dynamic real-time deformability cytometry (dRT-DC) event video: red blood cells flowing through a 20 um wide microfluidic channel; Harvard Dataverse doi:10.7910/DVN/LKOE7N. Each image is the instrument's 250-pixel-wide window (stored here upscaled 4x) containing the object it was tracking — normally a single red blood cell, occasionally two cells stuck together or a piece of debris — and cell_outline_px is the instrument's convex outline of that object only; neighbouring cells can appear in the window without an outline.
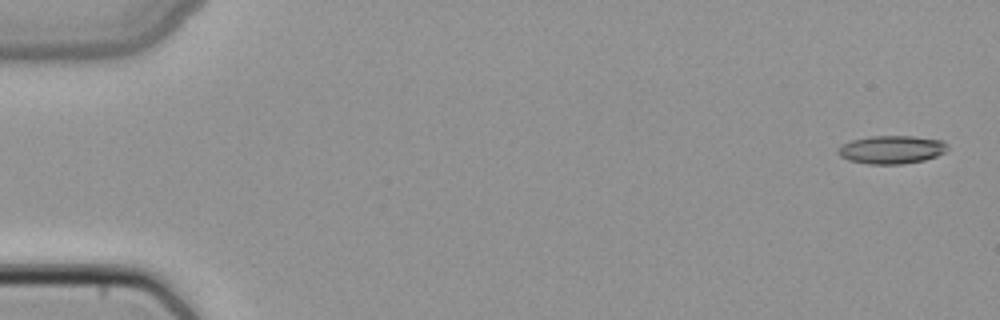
{"species": "common noctule bat (a hibernating species)", "species_latin": "Nyctalus noctula", "temperature_condition": "cold", "stored_images_in_passage": 6, "camera_frame_rate_fps": 3000, "um_per_image_px": 0.085, "animal": {"sex": "female", "body_mass_g": 22.7, "forearm_length_mm": 54.2}, "frame": {"image": 1, "passage_image": 1, "time_ms": 0.0, "image_size_px": [1000, 320], "cell_outline_px": [[948, 148], [944, 152], [936, 156], [924, 160], [904, 164], [868, 164], [848, 160], [840, 156], [836, 152], [836, 148], [852, 140], [868, 136], [912, 136], [944, 140], [948, 144]], "centroid_in_image_um": [75.78, 12.71], "position_along_channel_um": 9.2, "area_um2": 18.15}}
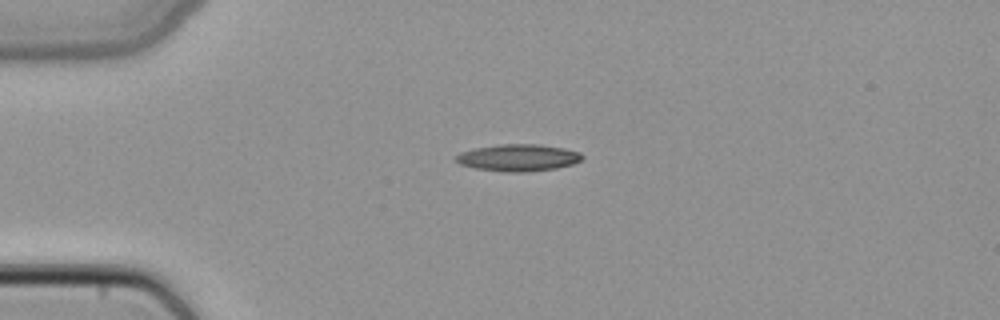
{"frame": {"image": 2, "passage_image": 4, "time_ms": 1.0, "image_size_px": [1000, 320], "cell_outline_px": [[584, 156], [580, 160], [572, 164], [556, 168], [528, 172], [504, 172], [476, 168], [460, 164], [456, 160], [456, 156], [460, 152], [476, 148], [500, 144], [540, 144], [564, 148], [580, 152]], "centroid_in_image_um": [44.07, 13.4], "position_along_channel_um": 40.9, "area_um2": 19.77}}
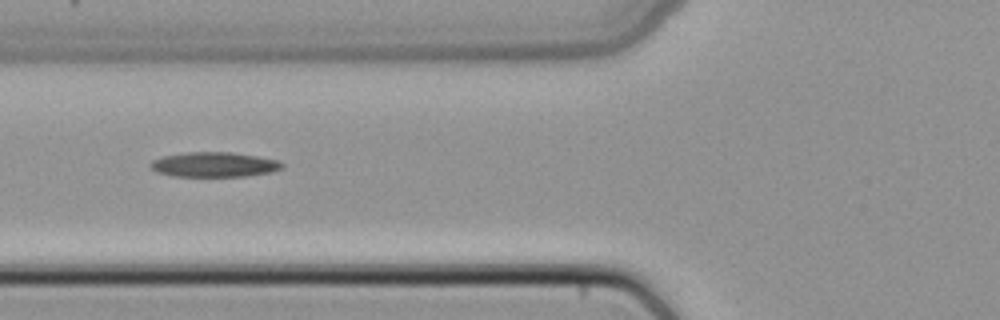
{"frame": {"image": 3, "passage_image": 6, "time_ms": 1.667, "image_size_px": [1000, 320], "cell_outline_px": [[284, 168], [272, 172], [248, 176], [172, 176], [156, 172], [148, 164], [152, 160], [164, 156], [188, 152], [232, 152], [256, 156], [276, 160], [284, 164]], "centroid_in_image_um": [18.21, 13.99], "position_along_channel_um": 107.6, "area_um2": 19.07}}